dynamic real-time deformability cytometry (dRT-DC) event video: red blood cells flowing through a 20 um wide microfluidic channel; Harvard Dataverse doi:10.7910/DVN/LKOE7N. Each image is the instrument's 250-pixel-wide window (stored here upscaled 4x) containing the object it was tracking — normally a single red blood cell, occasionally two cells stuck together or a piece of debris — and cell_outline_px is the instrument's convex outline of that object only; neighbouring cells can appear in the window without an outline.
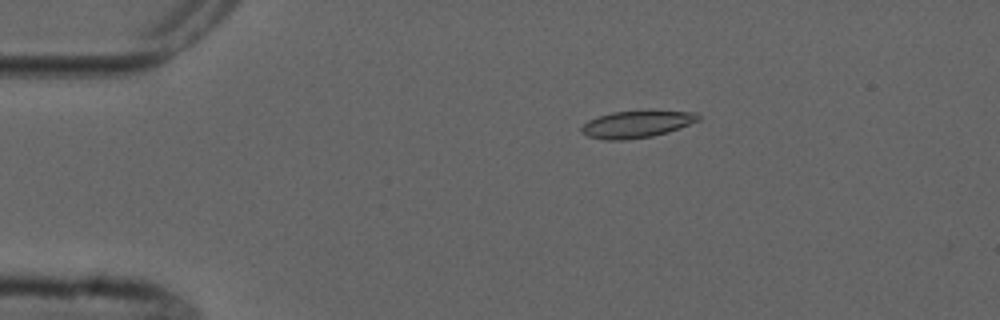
{"species": "common noctule bat (a hibernating species)", "species_latin": "Nyctalus noctula", "temperature_condition": "cold", "stored_images_in_passage": 7, "camera_frame_rate_fps": 3000, "um_per_image_px": 0.085, "animal": {"sex": "male", "forearm_length_mm": 52.5}, "frame": {"image": 1, "passage_image": 4, "time_ms": 3.333, "image_size_px": [1000, 320], "cell_outline_px": [[700, 120], [680, 128], [668, 132], [652, 136], [624, 140], [604, 140], [588, 136], [580, 132], [580, 128], [588, 120], [612, 112], [644, 108], [696, 112], [700, 116]], "centroid_in_image_um": [54.16, 10.51], "position_along_channel_um": 30.8, "area_um2": 19.19}}
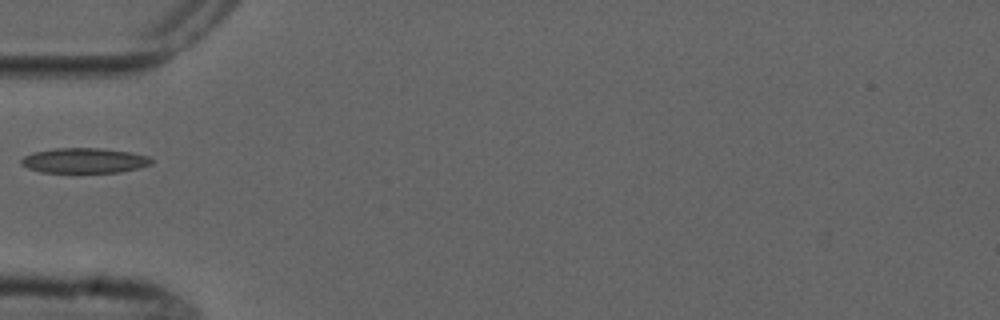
{"frame": {"image": 2, "passage_image": 6, "time_ms": 6.0, "image_size_px": [1000, 320], "cell_outline_px": [[152, 164], [140, 168], [120, 172], [40, 172], [28, 168], [20, 164], [20, 160], [24, 156], [32, 152], [56, 148], [100, 148], [132, 152], [148, 156], [152, 160]], "centroid_in_image_um": [7.17, 13.64], "position_along_channel_um": 77.8, "area_um2": 19.13}}
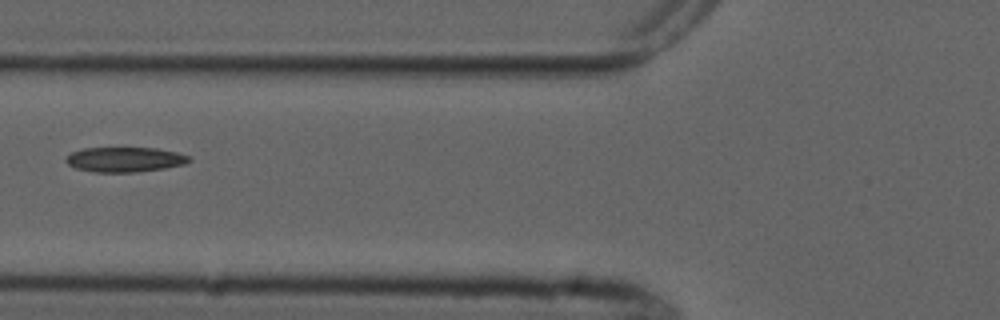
{"frame": {"image": 3, "passage_image": 7, "time_ms": 7.0, "image_size_px": [1000, 320], "cell_outline_px": [[192, 160], [184, 164], [164, 168], [136, 172], [96, 172], [76, 168], [68, 164], [64, 160], [72, 152], [84, 148], [156, 148], [176, 152], [188, 156]], "centroid_in_image_um": [10.61, 13.56], "position_along_channel_um": 115.2, "area_um2": 17.69}}